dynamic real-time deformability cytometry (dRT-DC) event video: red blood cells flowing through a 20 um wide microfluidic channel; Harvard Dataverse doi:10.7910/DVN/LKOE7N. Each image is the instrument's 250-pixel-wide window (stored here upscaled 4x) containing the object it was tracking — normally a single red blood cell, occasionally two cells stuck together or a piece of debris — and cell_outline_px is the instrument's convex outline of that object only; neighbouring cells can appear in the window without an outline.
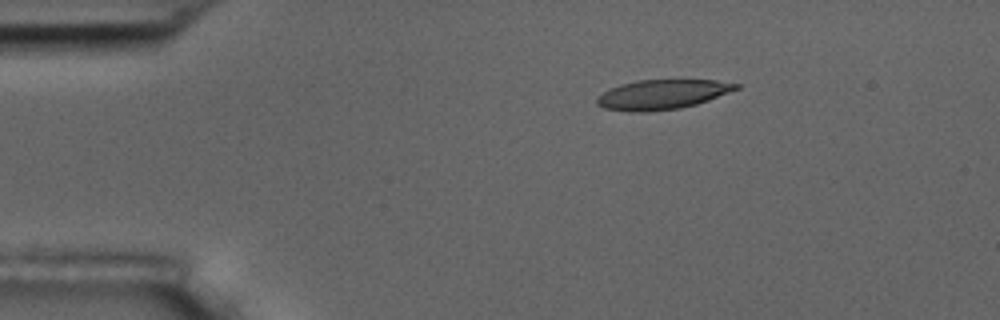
{"species": "common noctule bat (a hibernating species)", "species_latin": "Nyctalus noctula", "temperature_condition": "room temperature", "stored_images_in_passage": 4, "camera_frame_rate_fps": 3000, "um_per_image_px": 0.085, "animal": {"sex": "male", "body_mass_g": 17.5, "forearm_length_mm": 52.3}, "frame": {"image": 1, "passage_image": 3, "time_ms": 2.333, "image_size_px": [1000, 320], "cell_outline_px": [[740, 88], [708, 100], [696, 104], [680, 108], [644, 112], [632, 112], [604, 108], [596, 104], [596, 96], [620, 84], [640, 80], [716, 80], [740, 84]], "centroid_in_image_um": [56.28, 8.03], "position_along_channel_um": 28.7, "area_um2": 23.93}}